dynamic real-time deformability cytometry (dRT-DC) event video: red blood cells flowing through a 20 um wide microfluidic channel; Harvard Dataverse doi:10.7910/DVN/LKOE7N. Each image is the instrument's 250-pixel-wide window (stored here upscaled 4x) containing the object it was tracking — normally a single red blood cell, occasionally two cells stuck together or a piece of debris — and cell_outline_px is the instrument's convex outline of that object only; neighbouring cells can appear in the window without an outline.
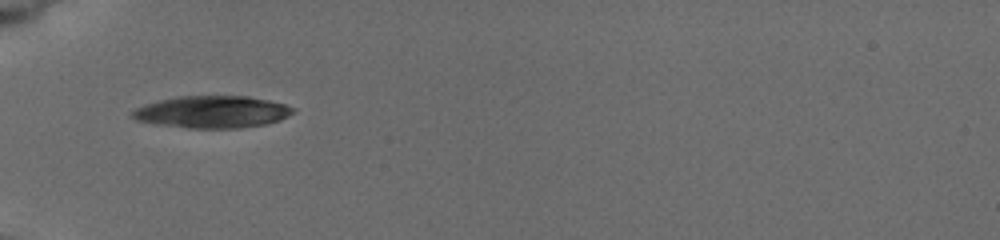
{"species": "common noctule bat (a hibernating species)", "species_latin": "Nyctalus noctula", "temperature_condition": "cold", "stored_images_in_passage": 2, "camera_frame_rate_fps": 3000, "um_per_image_px": 0.085, "animal": {"sex": "female", "body_mass_g": 19.5, "forearm_length_mm": 54.1}, "frame": {"image": 1, "passage_image": 1, "time_ms": 0.0, "image_size_px": [1000, 240], "cell_outline_px": [[296, 112], [280, 120], [268, 124], [240, 128], [188, 128], [156, 124], [136, 120], [128, 116], [128, 112], [144, 104], [176, 96], [248, 96], [268, 100], [284, 104], [296, 108]], "centroid_in_image_um": [18.02, 9.51], "position_along_channel_um": 67.0, "area_um2": 30.46}}